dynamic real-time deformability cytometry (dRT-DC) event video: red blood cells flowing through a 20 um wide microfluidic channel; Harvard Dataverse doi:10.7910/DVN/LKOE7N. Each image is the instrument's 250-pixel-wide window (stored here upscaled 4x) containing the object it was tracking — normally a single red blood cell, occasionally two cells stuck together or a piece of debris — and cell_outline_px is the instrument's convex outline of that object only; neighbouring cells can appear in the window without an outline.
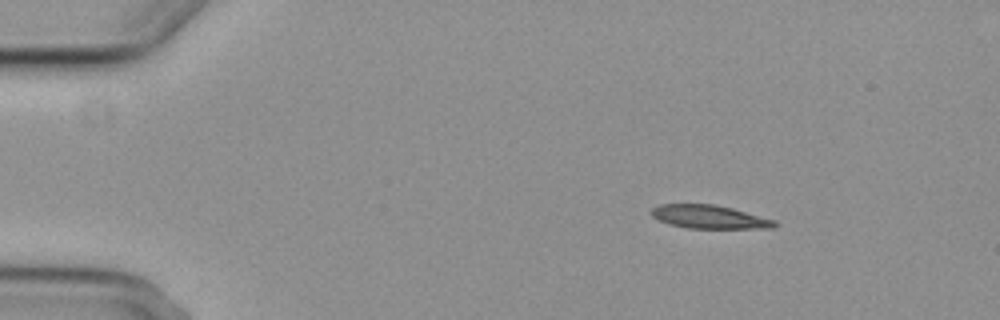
{"species": "common noctule bat (a hibernating species)", "species_latin": "Nyctalus noctula", "temperature_condition": "cold", "stored_images_in_passage": 4, "camera_frame_rate_fps": 3000, "um_per_image_px": 0.085, "animal": {"sex": "female", "body_mass_g": 29.2, "forearm_length_mm": 56.3}, "frame": {"image": 1, "passage_image": 2, "time_ms": 1.0, "image_size_px": [1000, 320], "cell_outline_px": [[780, 224], [776, 228], [688, 228], [668, 224], [652, 216], [648, 212], [652, 208], [660, 204], [716, 204], [732, 208], [776, 220]], "centroid_in_image_um": [60.32, 18.43], "position_along_channel_um": 24.7, "area_um2": 16.99}}